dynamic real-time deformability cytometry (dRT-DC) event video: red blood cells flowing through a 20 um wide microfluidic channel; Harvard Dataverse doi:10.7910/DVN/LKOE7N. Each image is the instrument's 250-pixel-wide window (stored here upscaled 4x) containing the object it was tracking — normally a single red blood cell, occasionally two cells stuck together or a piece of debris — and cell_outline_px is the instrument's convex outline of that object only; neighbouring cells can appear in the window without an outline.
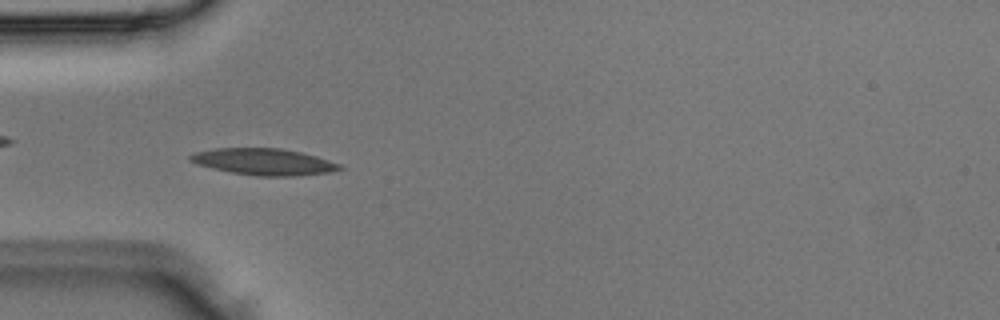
{"species": "Egyptian fruit bat (a non-hibernating species)", "species_latin": "Rousettus aegyptiacus", "temperature_condition": "room temperature", "stored_images_in_passage": 3, "camera_frame_rate_fps": 3000, "um_per_image_px": 0.085, "animal": {"sex": "male"}, "frame": {"image": 1, "passage_image": 3, "time_ms": 0.667, "image_size_px": [1000, 320], "cell_outline_px": [[344, 168], [328, 172], [292, 176], [256, 176], [232, 172], [212, 168], [196, 164], [188, 160], [188, 156], [196, 152], [216, 148], [280, 148], [300, 152], [316, 156], [340, 164]], "centroid_in_image_um": [22.39, 13.75], "position_along_channel_um": 62.6, "area_um2": 22.95}}